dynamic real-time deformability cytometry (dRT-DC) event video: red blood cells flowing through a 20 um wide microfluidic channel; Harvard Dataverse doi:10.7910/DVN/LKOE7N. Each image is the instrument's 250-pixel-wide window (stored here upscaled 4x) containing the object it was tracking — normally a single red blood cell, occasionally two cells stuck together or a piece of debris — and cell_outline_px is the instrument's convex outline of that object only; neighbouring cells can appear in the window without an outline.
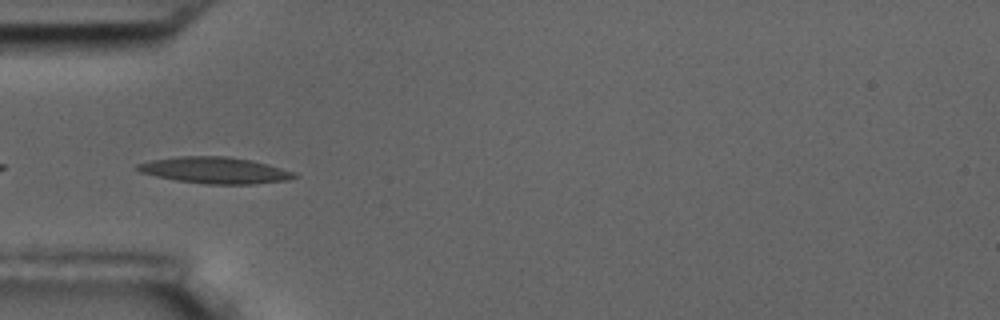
{"species": "common noctule bat (a hibernating species)", "species_latin": "Nyctalus noctula", "temperature_condition": "room temperature", "stored_images_in_passage": 6, "camera_frame_rate_fps": 3000, "um_per_image_px": 0.085, "animal": {"sex": "male", "body_mass_g": 17.5, "forearm_length_mm": 52.3}, "frame": {"image": 1, "passage_image": 4, "time_ms": 3.667, "image_size_px": [1000, 320], "cell_outline_px": [[300, 176], [288, 180], [256, 184], [208, 184], [176, 180], [156, 176], [140, 172], [136, 168], [136, 164], [152, 160], [180, 156], [224, 156], [252, 160], [268, 164], [296, 172]], "centroid_in_image_um": [18.32, 14.47], "position_along_channel_um": 66.7, "area_um2": 24.16}}